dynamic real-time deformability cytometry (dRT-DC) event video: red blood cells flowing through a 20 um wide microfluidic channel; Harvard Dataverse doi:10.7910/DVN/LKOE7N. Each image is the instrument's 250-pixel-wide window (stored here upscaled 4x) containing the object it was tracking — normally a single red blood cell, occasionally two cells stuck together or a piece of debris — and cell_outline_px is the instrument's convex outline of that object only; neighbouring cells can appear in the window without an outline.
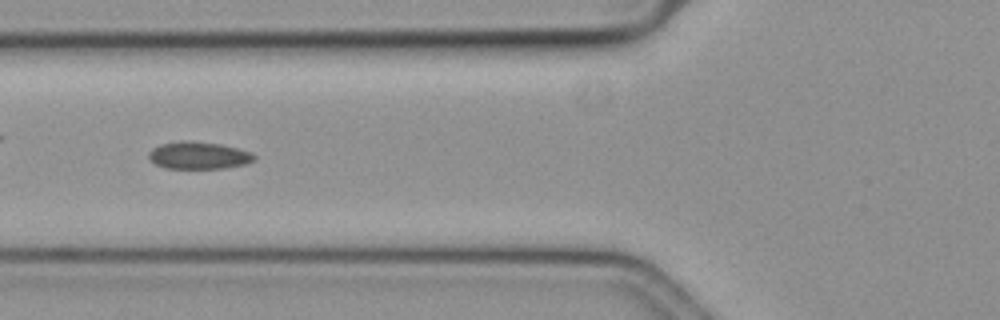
{"species": "common noctule bat (a hibernating species)", "species_latin": "Nyctalus noctula", "temperature_condition": "cold", "stored_images_in_passage": 50, "camera_frame_rate_fps": 3000, "um_per_image_px": 0.085, "animal": {"sex": "female", "body_mass_g": 19.3, "forearm_length_mm": 54.1}, "frame": {"image": 1, "passage_image": 15, "time_ms": 4.667, "image_size_px": [1000, 320], "cell_outline_px": [[256, 156], [252, 160], [244, 164], [224, 168], [164, 168], [156, 164], [148, 156], [148, 152], [152, 148], [160, 144], [184, 140], [188, 140], [220, 144], [252, 152]], "centroid_in_image_um": [16.85, 13.2], "position_along_channel_um": 108.9, "area_um2": 16.65}}
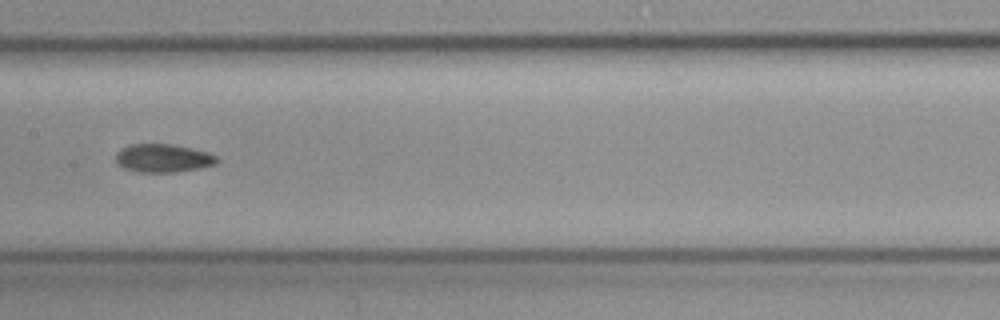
{"frame": {"image": 2, "passage_image": 22, "time_ms": 7.0, "image_size_px": [1000, 320], "cell_outline_px": [[220, 160], [216, 164], [200, 168], [176, 172], [136, 172], [124, 168], [116, 164], [116, 152], [120, 148], [132, 144], [172, 144], [192, 148], [208, 152], [216, 156]], "centroid_in_image_um": [13.85, 13.44], "position_along_channel_um": 193.5, "area_um2": 16.88}}
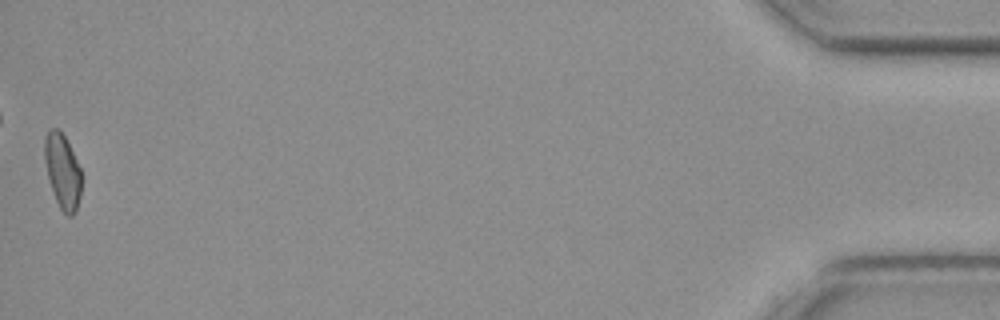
{"frame": {"image": 3, "passage_image": 50, "time_ms": 16.333, "image_size_px": [1000, 320], "cell_outline_px": [[80, 196], [76, 212], [72, 216], [68, 216], [60, 208], [56, 200], [48, 176], [44, 160], [44, 136], [52, 128], [56, 128], [64, 136], [80, 168]], "centroid_in_image_um": [5.3, 14.57], "position_along_channel_um": 429.9, "area_um2": 15.66}}